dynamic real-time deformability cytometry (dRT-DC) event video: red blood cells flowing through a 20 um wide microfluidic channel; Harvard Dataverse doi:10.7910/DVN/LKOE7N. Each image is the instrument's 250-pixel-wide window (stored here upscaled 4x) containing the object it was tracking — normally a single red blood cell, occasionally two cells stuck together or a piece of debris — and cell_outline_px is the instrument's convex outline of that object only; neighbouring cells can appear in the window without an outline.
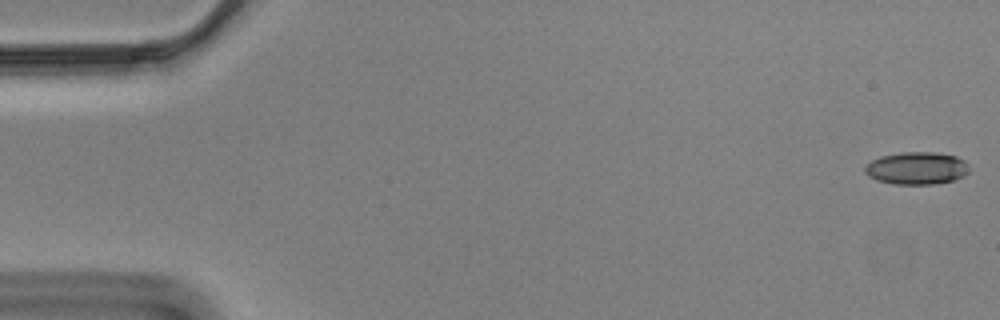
{"species": "Egyptian fruit bat (a non-hibernating species)", "species_latin": "Rousettus aegyptiacus", "temperature_condition": "cold", "stored_images_in_passage": 57, "camera_frame_rate_fps": 3000, "um_per_image_px": 0.085, "animal": {"sex": "male"}, "frame": {"image": 1, "passage_image": 1, "time_ms": 0.0, "image_size_px": [1000, 320], "cell_outline_px": [[968, 172], [952, 180], [936, 184], [892, 184], [876, 180], [868, 176], [864, 172], [864, 168], [872, 160], [880, 156], [900, 152], [932, 152], [956, 156], [964, 160]], "centroid_in_image_um": [77.85, 14.29], "position_along_channel_um": 7.1, "area_um2": 19.59}}
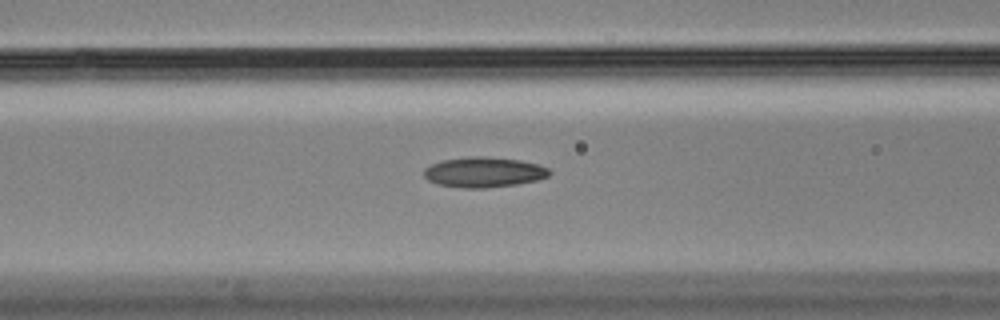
{"frame": {"image": 2, "passage_image": 23, "time_ms": 7.333, "image_size_px": [1000, 320], "cell_outline_px": [[552, 172], [548, 176], [536, 180], [516, 184], [488, 188], [464, 188], [436, 184], [428, 180], [424, 176], [424, 168], [440, 160], [468, 156], [484, 156], [520, 160], [540, 164], [548, 168]], "centroid_in_image_um": [41.12, 14.63], "position_along_channel_um": 125.5, "area_um2": 22.31}}
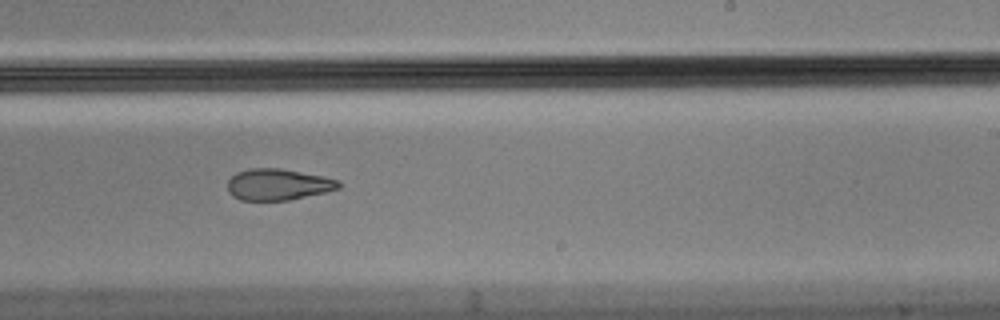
{"frame": {"image": 3, "passage_image": 35, "time_ms": 11.333, "image_size_px": [1000, 320], "cell_outline_px": [[340, 188], [324, 192], [288, 200], [240, 200], [232, 196], [228, 192], [228, 180], [236, 172], [248, 168], [280, 168], [324, 176], [340, 180]], "centroid_in_image_um": [23.61, 15.67], "position_along_channel_um": 265.4, "area_um2": 20.35}, "authors_computed_cell_mechanics": {"area_um2": 21.1548, "velocity_mm_per_s": 3.5013, "shape_relaxation_time_tau1_ms": null, "shape_relaxation_time_tau2_ms": 4.786, "deformation_change_tau1": null, "deformation_change_tau2": 0.1337}}